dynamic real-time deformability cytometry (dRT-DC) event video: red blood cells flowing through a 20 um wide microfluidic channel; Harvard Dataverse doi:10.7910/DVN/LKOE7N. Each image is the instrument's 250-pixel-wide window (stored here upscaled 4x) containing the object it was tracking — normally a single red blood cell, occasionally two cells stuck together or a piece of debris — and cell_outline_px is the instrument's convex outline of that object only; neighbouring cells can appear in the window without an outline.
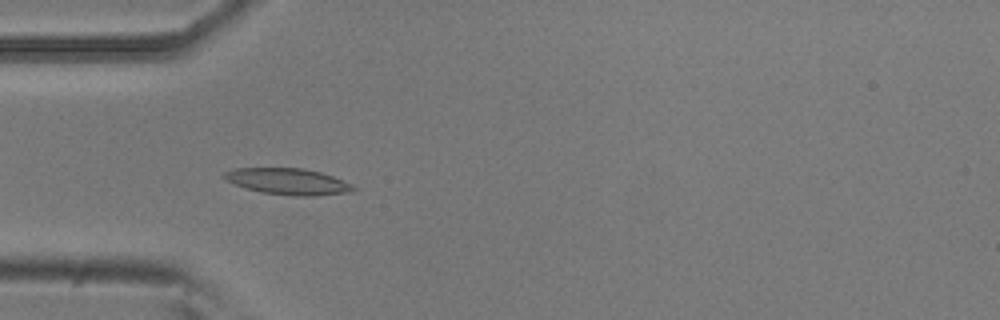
{"species": "common noctule bat (a hibernating species)", "species_latin": "Nyctalus noctula", "temperature_condition": "room temperature", "stored_images_in_passage": 54, "camera_frame_rate_fps": 3000, "um_per_image_px": 0.085, "animal": {"sex": "male", "body_mass_g": 20.5, "forearm_length_mm": 52.5}, "frame": {"image": 1, "passage_image": 16, "time_ms": 5.0, "image_size_px": [1000, 320], "cell_outline_px": [[356, 188], [348, 192], [316, 196], [296, 196], [260, 192], [224, 180], [220, 176], [224, 172], [236, 168], [304, 168], [320, 172], [332, 176], [352, 184]], "centroid_in_image_um": [24.45, 15.42], "position_along_channel_um": 60.6, "area_um2": 19.71}}
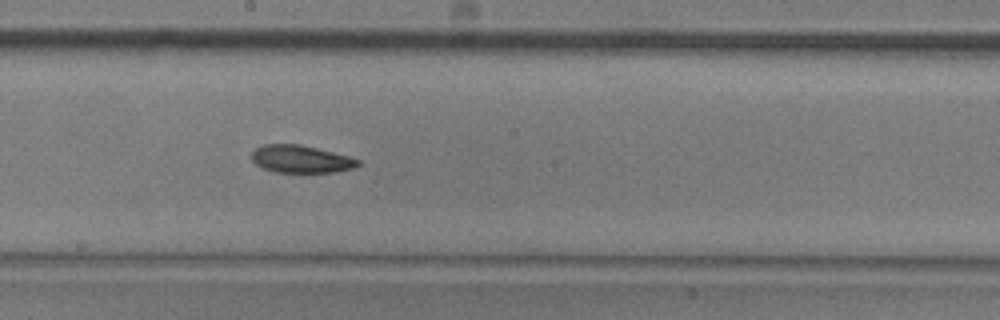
{"frame": {"image": 2, "passage_image": 29, "time_ms": 9.333, "image_size_px": [1000, 320], "cell_outline_px": [[360, 164], [356, 168], [336, 172], [276, 172], [264, 168], [256, 164], [252, 160], [252, 152], [256, 148], [264, 144], [300, 144], [348, 156], [360, 160]], "centroid_in_image_um": [25.6, 13.52], "position_along_channel_um": 222.6, "area_um2": 16.99}}
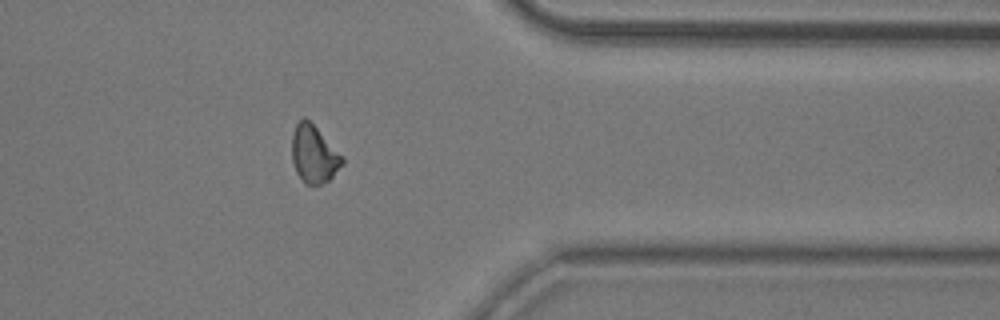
{"frame": {"image": 3, "passage_image": 43, "time_ms": 14.0, "image_size_px": [1000, 320], "cell_outline_px": [[344, 164], [328, 180], [320, 184], [304, 184], [296, 172], [292, 160], [292, 132], [296, 124], [304, 116], [344, 156]], "centroid_in_image_um": [26.68, 13.11], "position_along_channel_um": 384.7, "area_um2": 16.82}}